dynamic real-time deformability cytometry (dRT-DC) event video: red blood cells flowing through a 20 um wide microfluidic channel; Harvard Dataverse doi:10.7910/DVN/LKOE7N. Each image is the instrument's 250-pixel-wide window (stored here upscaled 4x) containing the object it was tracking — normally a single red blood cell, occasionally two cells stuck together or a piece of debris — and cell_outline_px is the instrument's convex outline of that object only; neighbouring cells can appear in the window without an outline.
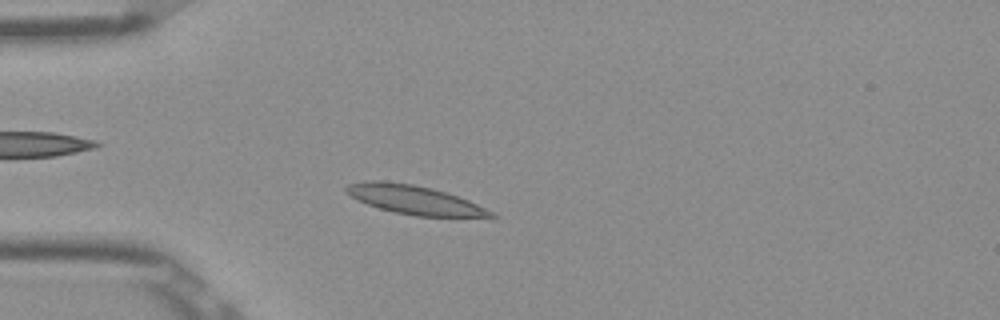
{"species": "Egyptian fruit bat (a non-hibernating species)", "species_latin": "Rousettus aegyptiacus", "temperature_condition": "room temperature", "stored_images_in_passage": 40, "camera_frame_rate_fps": 3000, "um_per_image_px": 0.085, "frame": {"image": 1, "passage_image": 2, "time_ms": 0.333, "image_size_px": [1000, 320], "cell_outline_px": [[500, 216], [416, 216], [396, 212], [380, 208], [368, 204], [344, 192], [344, 188], [348, 184], [364, 180], [384, 180], [412, 184], [432, 188], [468, 200], [496, 212]], "centroid_in_image_um": [35.2, 16.96], "position_along_channel_um": 49.8, "area_um2": 24.04}}
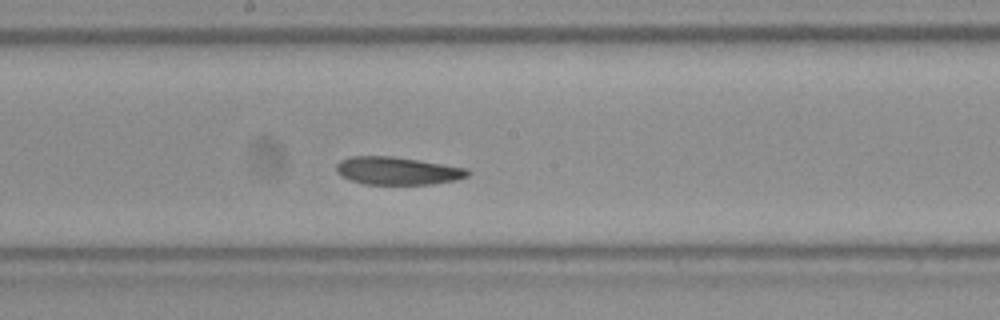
{"frame": {"image": 2, "passage_image": 16, "time_ms": 5.0, "image_size_px": [1000, 320], "cell_outline_px": [[472, 172], [468, 176], [456, 180], [432, 184], [364, 184], [340, 176], [336, 172], [336, 164], [340, 160], [352, 156], [392, 156], [420, 160], [468, 168]], "centroid_in_image_um": [33.8, 14.51], "position_along_channel_um": 214.4, "area_um2": 21.44}}
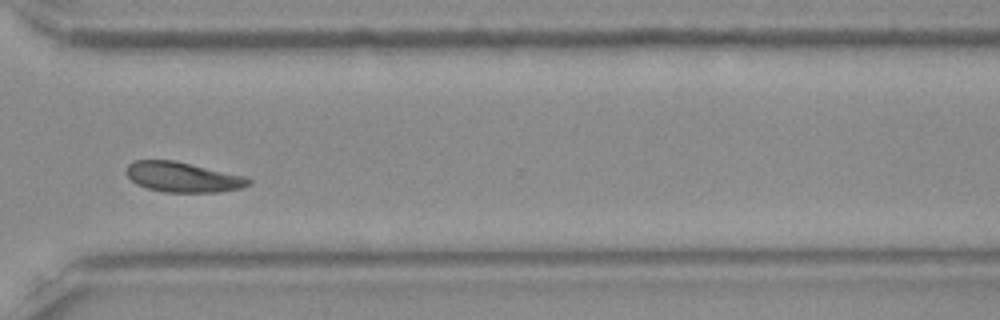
{"frame": {"image": 3, "passage_image": 27, "time_ms": 8.667, "image_size_px": [1000, 320], "cell_outline_px": [[252, 184], [240, 188], [220, 192], [164, 192], [148, 188], [136, 184], [128, 176], [128, 164], [136, 160], [176, 160], [244, 176], [252, 180]], "centroid_in_image_um": [15.57, 15.05], "position_along_channel_um": 355.0, "area_um2": 21.33}, "authors_computed_cell_mechanics": {"area_um2": 21.6461, "velocity_mm_per_s": 3.8385, "shape_relaxation_time_tau1_ms": 5.5532, "shape_relaxation_time_tau2_ms": 2.8594, "deformation_change_tau1": 0.1631, "deformation_change_tau2": 0.0872}}